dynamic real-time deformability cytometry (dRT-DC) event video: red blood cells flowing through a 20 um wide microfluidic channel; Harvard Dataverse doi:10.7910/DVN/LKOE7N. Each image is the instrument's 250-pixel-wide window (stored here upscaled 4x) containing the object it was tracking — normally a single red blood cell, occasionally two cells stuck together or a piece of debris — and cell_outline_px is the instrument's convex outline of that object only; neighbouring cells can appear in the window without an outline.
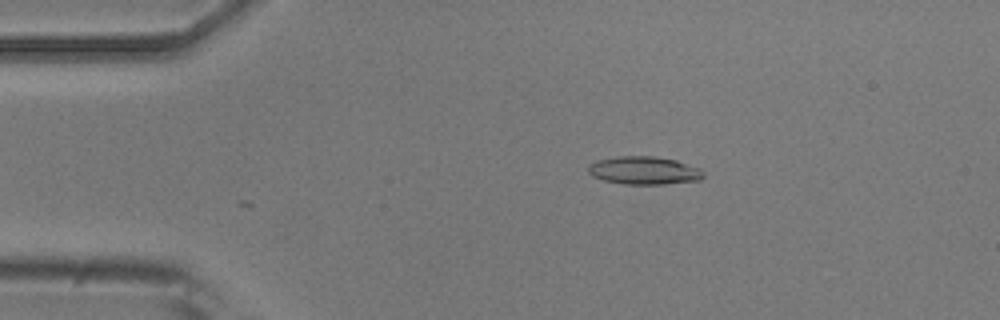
{"species": "common noctule bat (a hibernating species)", "species_latin": "Nyctalus noctula", "temperature_condition": "room temperature", "stored_images_in_passage": 8, "camera_frame_rate_fps": 3000, "um_per_image_px": 0.085, "animal": {"sex": "male", "body_mass_g": 20.5, "forearm_length_mm": 52.5}, "frame": {"image": 1, "passage_image": 3, "time_ms": 3.0, "image_size_px": [1000, 320], "cell_outline_px": [[704, 176], [700, 180], [664, 184], [624, 184], [604, 180], [592, 176], [588, 172], [588, 164], [596, 160], [620, 156], [652, 156], [676, 160], [700, 168], [704, 172]], "centroid_in_image_um": [54.74, 14.49], "position_along_channel_um": 30.3, "area_um2": 18.84}}
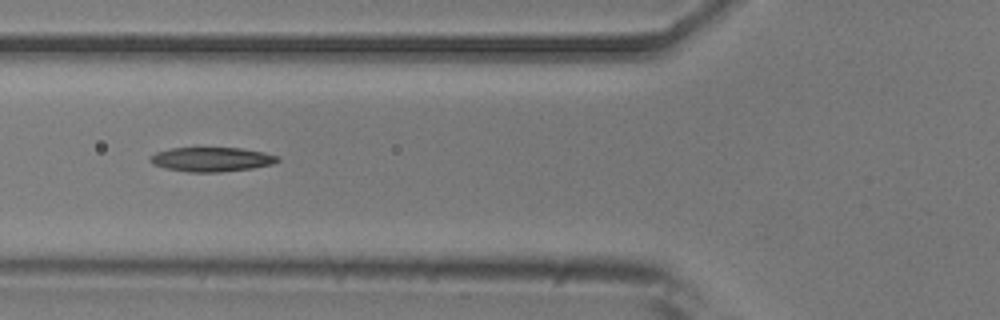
{"frame": {"image": 2, "passage_image": 6, "time_ms": 6.333, "image_size_px": [1000, 320], "cell_outline_px": [[280, 160], [272, 164], [252, 168], [220, 172], [188, 172], [164, 168], [152, 164], [148, 160], [156, 152], [172, 148], [240, 148], [264, 152], [280, 156]], "centroid_in_image_um": [17.99, 13.55], "position_along_channel_um": 107.8, "area_um2": 18.09}}
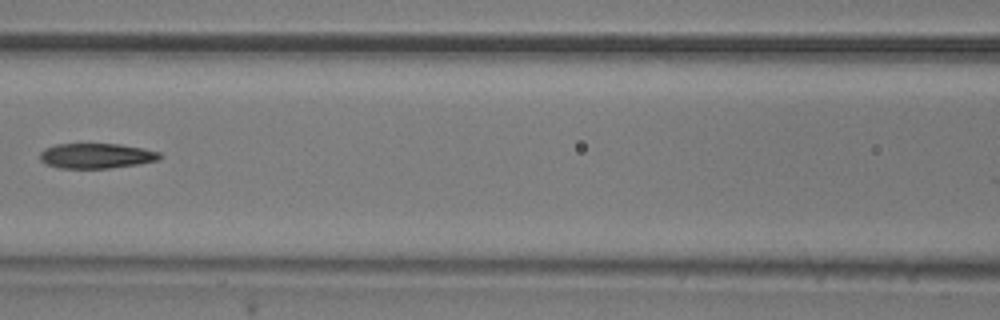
{"frame": {"image": 3, "passage_image": 7, "time_ms": 7.667, "image_size_px": [1000, 320], "cell_outline_px": [[160, 160], [140, 164], [108, 168], [60, 168], [44, 164], [40, 160], [40, 152], [44, 148], [56, 144], [120, 144], [144, 148], [160, 152]], "centroid_in_image_um": [8.18, 13.24], "position_along_channel_um": 158.4, "area_um2": 17.69}}